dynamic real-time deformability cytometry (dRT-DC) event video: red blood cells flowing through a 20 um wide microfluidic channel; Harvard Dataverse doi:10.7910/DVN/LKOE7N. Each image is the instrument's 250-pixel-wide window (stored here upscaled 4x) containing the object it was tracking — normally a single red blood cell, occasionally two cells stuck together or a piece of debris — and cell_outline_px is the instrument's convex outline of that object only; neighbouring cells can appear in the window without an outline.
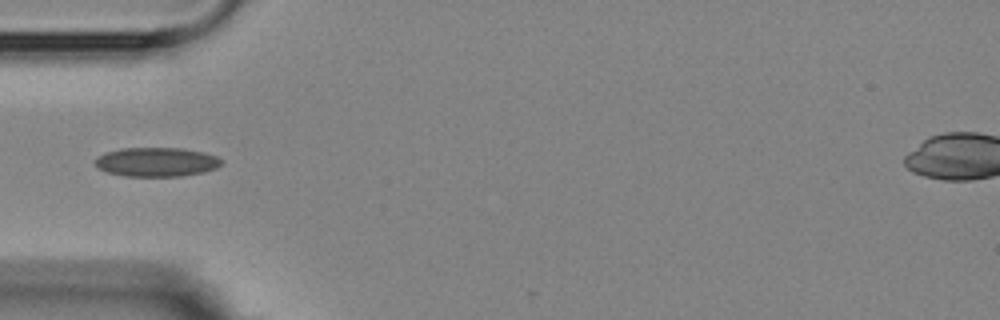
{"species": "Egyptian fruit bat (a non-hibernating species)", "species_latin": "Rousettus aegyptiacus", "temperature_condition": "room temperature", "stored_images_in_passage": 5, "camera_frame_rate_fps": 3000, "um_per_image_px": 0.085, "animal": {"sex": "female"}, "frame": {"image": 1, "passage_image": 5, "time_ms": 4.333, "image_size_px": [1000, 320], "cell_outline_px": [[224, 164], [216, 168], [204, 172], [180, 176], [124, 176], [108, 172], [100, 168], [96, 164], [96, 160], [104, 152], [120, 148], [184, 148], [204, 152], [216, 156], [224, 160]], "centroid_in_image_um": [13.37, 13.76], "position_along_channel_um": 71.6, "area_um2": 21.5}}